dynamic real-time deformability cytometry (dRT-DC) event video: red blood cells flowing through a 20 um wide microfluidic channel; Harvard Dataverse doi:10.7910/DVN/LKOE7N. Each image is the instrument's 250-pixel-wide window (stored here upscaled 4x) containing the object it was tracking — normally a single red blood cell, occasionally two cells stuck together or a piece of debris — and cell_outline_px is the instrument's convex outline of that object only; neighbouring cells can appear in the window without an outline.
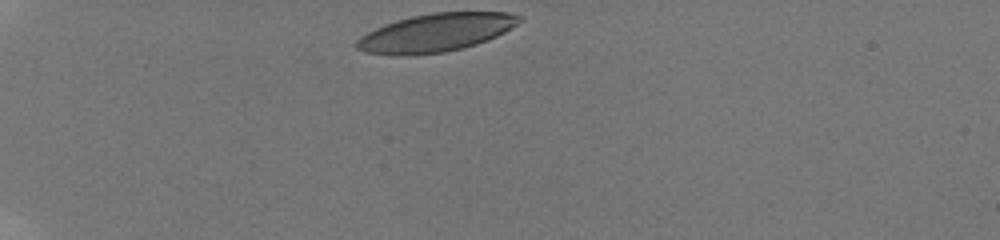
{"species": "human", "species_latin": "Homo sapiens", "temperature_condition": "room temperature", "stored_images_in_passage": 8, "camera_frame_rate_fps": 3000, "um_per_image_px": 0.085, "donor": {"sex": "male"}, "frame": {"image": 1, "passage_image": 1, "time_ms": 0.0, "image_size_px": [1000, 240], "cell_outline_px": [[524, 20], [504, 32], [488, 40], [476, 44], [444, 52], [408, 56], [396, 56], [364, 52], [356, 48], [356, 40], [360, 36], [384, 24], [396, 20], [412, 16], [432, 12], [508, 12], [524, 16]], "centroid_in_image_um": [37.05, 2.77], "position_along_channel_um": 48.0, "area_um2": 36.41}}